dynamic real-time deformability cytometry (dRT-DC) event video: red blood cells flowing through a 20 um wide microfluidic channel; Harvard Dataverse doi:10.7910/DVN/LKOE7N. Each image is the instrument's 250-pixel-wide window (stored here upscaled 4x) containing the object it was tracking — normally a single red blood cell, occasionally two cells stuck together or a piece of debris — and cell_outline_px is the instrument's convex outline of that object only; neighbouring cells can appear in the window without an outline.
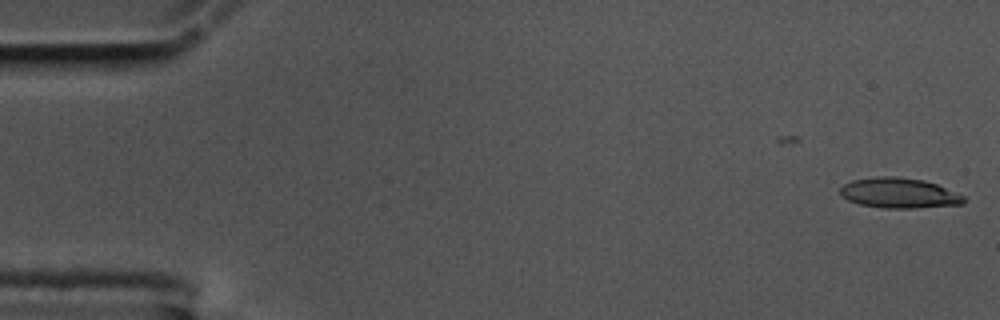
{"species": "common noctule bat (a hibernating species)", "species_latin": "Nyctalus noctula", "temperature_condition": "cold", "stored_images_in_passage": 34, "camera_frame_rate_fps": 3000, "um_per_image_px": 0.085, "animal": {"sex": "male", "body_mass_g": 17.5, "forearm_length_mm": 52.3}, "frame": {"image": 1, "passage_image": 1, "time_ms": 0.0, "image_size_px": [1000, 320], "cell_outline_px": [[964, 204], [916, 208], [884, 208], [860, 204], [848, 200], [840, 196], [840, 188], [844, 184], [852, 180], [876, 176], [892, 176], [924, 180], [936, 184], [956, 192], [964, 196]], "centroid_in_image_um": [76.4, 16.41], "position_along_channel_um": 8.6, "area_um2": 21.79}}
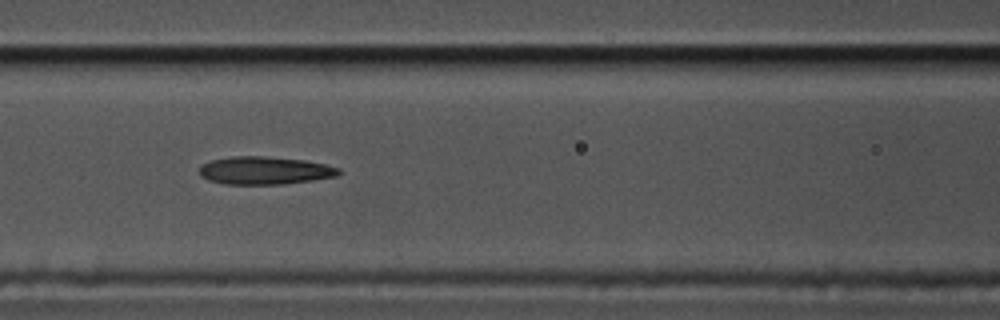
{"frame": {"image": 2, "passage_image": 24, "time_ms": 7.667, "image_size_px": [1000, 320], "cell_outline_px": [[340, 176], [284, 184], [224, 184], [208, 180], [200, 176], [200, 168], [204, 164], [212, 160], [232, 156], [264, 156], [304, 160], [324, 164], [340, 168]], "centroid_in_image_um": [22.52, 14.5], "position_along_channel_um": 144.1, "area_um2": 22.6}}
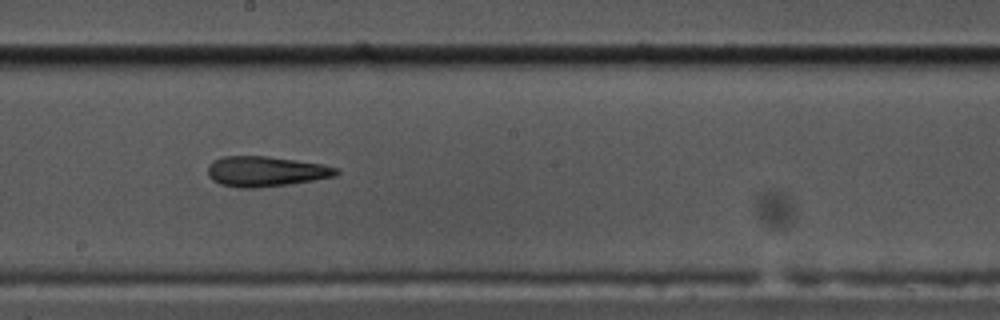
{"frame": {"image": 3, "passage_image": 31, "time_ms": 10.0, "image_size_px": [1000, 320], "cell_outline_px": [[340, 172], [336, 176], [288, 184], [260, 188], [236, 188], [220, 184], [212, 180], [208, 176], [208, 164], [212, 160], [224, 156], [264, 156], [296, 160], [320, 164], [336, 168]], "centroid_in_image_um": [22.52, 14.58], "position_along_channel_um": 225.7, "area_um2": 22.66}}